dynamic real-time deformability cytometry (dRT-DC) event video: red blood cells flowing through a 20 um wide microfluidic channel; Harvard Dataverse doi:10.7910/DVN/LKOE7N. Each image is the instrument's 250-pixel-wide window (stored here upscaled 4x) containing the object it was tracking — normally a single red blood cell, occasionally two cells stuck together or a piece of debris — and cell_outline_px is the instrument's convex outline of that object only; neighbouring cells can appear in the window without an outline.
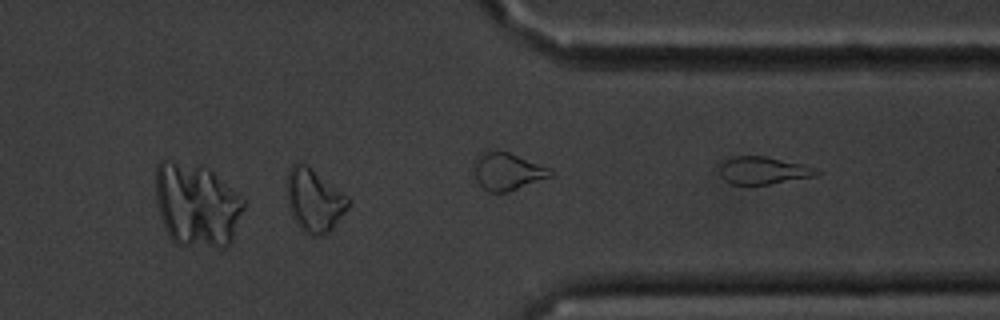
{"species": "common noctule bat (a hibernating species)", "species_latin": "Nyctalus noctula", "temperature_condition": "cold", "stored_images_in_passage": 42, "camera_frame_rate_fps": 3000, "um_per_image_px": 0.085, "animal": {"sex": "male", "body_mass_g": 20.1, "forearm_length_mm": 53.5}, "frame": {"image": 1, "passage_image": 30, "time_ms": 9.667, "image_size_px": [1000, 320], "cell_outline_px": [[348, 208], [332, 228], [328, 232], [320, 236], [312, 236], [304, 232], [296, 224], [292, 216], [288, 204], [284, 188], [288, 168], [296, 160], [300, 160], [348, 196]], "centroid_in_image_um": [26.63, 16.99], "position_along_channel_um": 384.8, "area_um2": 22.83}, "authors_computed_cell_mechanics": {"area_um2": 18.3226, "velocity_mm_per_s": 3.491, "shape_relaxation_time_tau1_ms": 6.439, "shape_relaxation_time_tau2_ms": null, "deformation_change_tau1": 0.1376, "deformation_change_tau2": null}}